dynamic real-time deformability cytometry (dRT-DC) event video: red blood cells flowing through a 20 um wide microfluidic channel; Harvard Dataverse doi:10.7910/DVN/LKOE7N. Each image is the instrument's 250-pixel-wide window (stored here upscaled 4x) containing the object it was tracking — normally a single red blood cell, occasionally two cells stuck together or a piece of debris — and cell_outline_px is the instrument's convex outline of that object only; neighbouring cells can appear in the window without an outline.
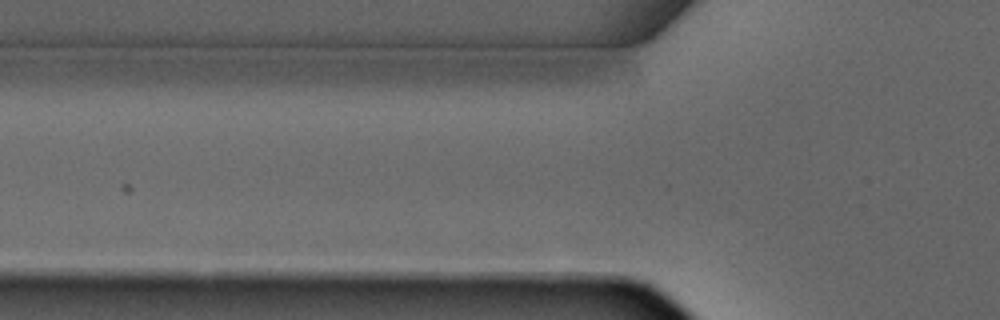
{"species": "common noctule bat (a hibernating species)", "species_latin": "Nyctalus noctula", "temperature_condition": "warm", "stored_images_in_passage": 5, "camera_frame_rate_fps": 3000, "um_per_image_px": 0.085, "animal": {"sex": "male", "forearm_length_mm": 52.5}, "frame": {"image": 1, "passage_image": 4, "time_ms": 4.333, "image_size_px": [1000, 320], "cell_outline_px": [[592, 76], [588, 80], [500, 84], [448, 84], [440, 80], [444, 76], [460, 72], [576, 72]], "centroid_in_image_um": [43.5, 6.6], "position_along_channel_um": 82.3, "area_um2": 10.98}}